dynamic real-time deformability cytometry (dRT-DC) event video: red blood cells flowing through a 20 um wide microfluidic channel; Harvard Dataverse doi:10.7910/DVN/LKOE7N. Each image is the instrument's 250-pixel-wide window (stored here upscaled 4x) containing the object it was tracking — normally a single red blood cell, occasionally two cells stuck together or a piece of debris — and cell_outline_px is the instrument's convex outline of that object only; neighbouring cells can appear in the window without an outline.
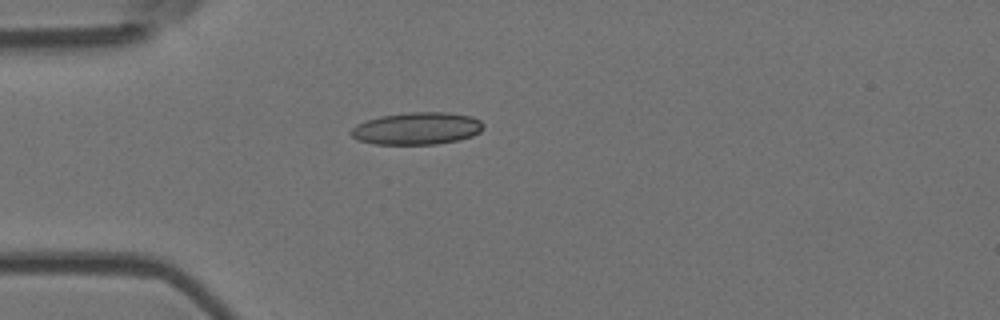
{"species": "Egyptian fruit bat (a non-hibernating species)", "species_latin": "Rousettus aegyptiacus", "temperature_condition": "room temperature", "stored_images_in_passage": 3, "camera_frame_rate_fps": 3000, "um_per_image_px": 0.085, "animal": {"sex": "female"}, "frame": {"image": 1, "passage_image": 1, "time_ms": 0.0, "image_size_px": [1000, 320], "cell_outline_px": [[484, 128], [480, 132], [472, 136], [460, 140], [436, 144], [376, 144], [356, 140], [348, 132], [356, 124], [380, 116], [408, 112], [448, 112], [472, 116], [480, 120], [484, 124]], "centroid_in_image_um": [35.45, 10.92], "position_along_channel_um": 49.5, "area_um2": 25.14}}